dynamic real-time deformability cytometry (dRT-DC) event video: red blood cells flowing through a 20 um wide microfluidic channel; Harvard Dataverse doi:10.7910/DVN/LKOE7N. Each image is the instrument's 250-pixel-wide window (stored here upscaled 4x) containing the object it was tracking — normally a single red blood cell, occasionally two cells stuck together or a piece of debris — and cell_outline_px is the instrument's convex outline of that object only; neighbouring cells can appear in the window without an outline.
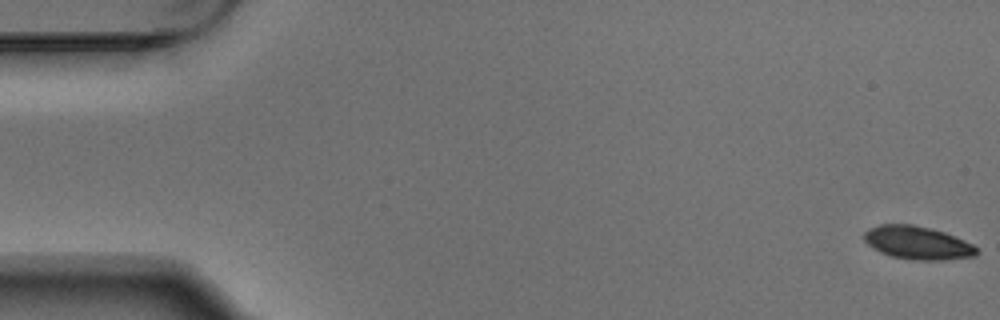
{"species": "Egyptian fruit bat (a non-hibernating species)", "species_latin": "Rousettus aegyptiacus", "temperature_condition": "warm", "stored_images_in_passage": 5, "camera_frame_rate_fps": 3000, "um_per_image_px": 0.085, "animal": {"sex": "male"}, "frame": {"image": 1, "passage_image": 1, "time_ms": 0.0, "image_size_px": [1000, 320], "cell_outline_px": [[976, 256], [940, 260], [912, 260], [892, 256], [880, 252], [872, 248], [864, 240], [864, 232], [868, 228], [880, 224], [912, 224], [932, 228], [944, 232], [964, 240], [972, 244], [976, 248]], "centroid_in_image_um": [77.95, 20.63], "position_along_channel_um": 7.0, "area_um2": 21.73}}